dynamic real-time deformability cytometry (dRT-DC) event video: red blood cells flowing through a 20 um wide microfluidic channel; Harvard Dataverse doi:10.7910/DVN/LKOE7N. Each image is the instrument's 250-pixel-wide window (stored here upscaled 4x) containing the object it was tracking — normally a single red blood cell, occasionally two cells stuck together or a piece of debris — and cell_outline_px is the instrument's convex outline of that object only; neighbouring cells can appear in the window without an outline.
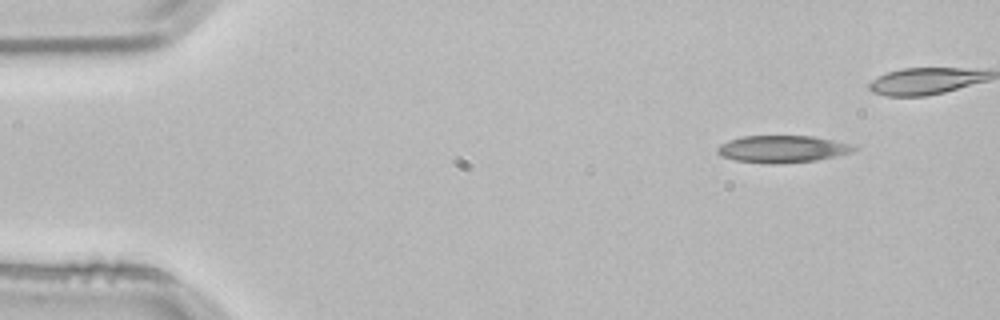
{"species": "common noctule bat (a hibernating species)", "species_latin": "Nyctalus noctula", "temperature_condition": "room temperature", "stored_images_in_passage": 4, "segment_of_instrument_passage": [1, 2], "camera_frame_rate_fps": 3000, "um_per_image_px": 0.085, "animal": {"sex": "male", "body_mass_g": 21.5, "forearm_length_mm": 52.0}, "frame": {"image": 1, "passage_image": 1, "time_ms": 0.0, "image_size_px": [1000, 320], "cell_outline_px": [[860, 148], [852, 152], [816, 160], [772, 164], [736, 160], [720, 156], [716, 152], [716, 148], [720, 144], [728, 140], [744, 136], [812, 136], [832, 140], [848, 144]], "centroid_in_image_um": [66.45, 12.66], "position_along_channel_um": 18.5, "area_um2": 21.39}}